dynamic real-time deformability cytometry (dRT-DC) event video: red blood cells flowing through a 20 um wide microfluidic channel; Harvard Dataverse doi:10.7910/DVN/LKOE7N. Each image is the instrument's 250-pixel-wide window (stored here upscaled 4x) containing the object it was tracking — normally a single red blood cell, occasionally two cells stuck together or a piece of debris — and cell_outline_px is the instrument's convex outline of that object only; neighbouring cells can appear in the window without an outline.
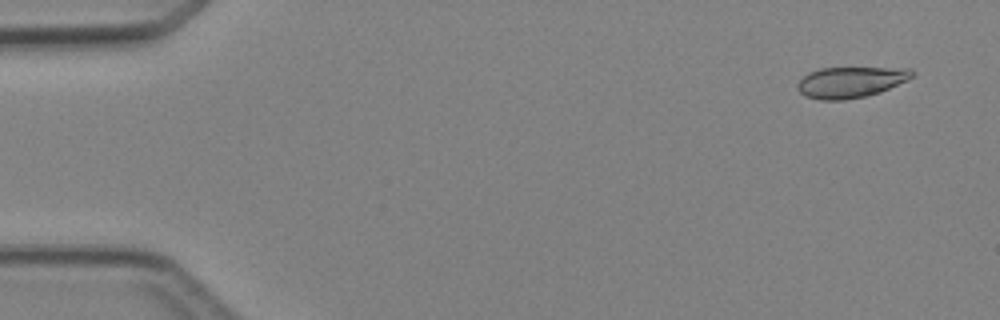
{"species": "Egyptian fruit bat (a non-hibernating species)", "species_latin": "Rousettus aegyptiacus", "temperature_condition": "cold", "stored_images_in_passage": 3, "camera_frame_rate_fps": 3000, "um_per_image_px": 0.085, "animal": {"sex": "female"}, "frame": {"image": 1, "passage_image": 1, "time_ms": 0.0, "image_size_px": [1000, 320], "cell_outline_px": [[916, 72], [908, 80], [880, 92], [864, 96], [844, 100], [820, 100], [804, 96], [796, 88], [796, 84], [808, 72], [820, 68], [912, 68]], "centroid_in_image_um": [72.29, 6.98], "position_along_channel_um": 12.7, "area_um2": 20.75}}
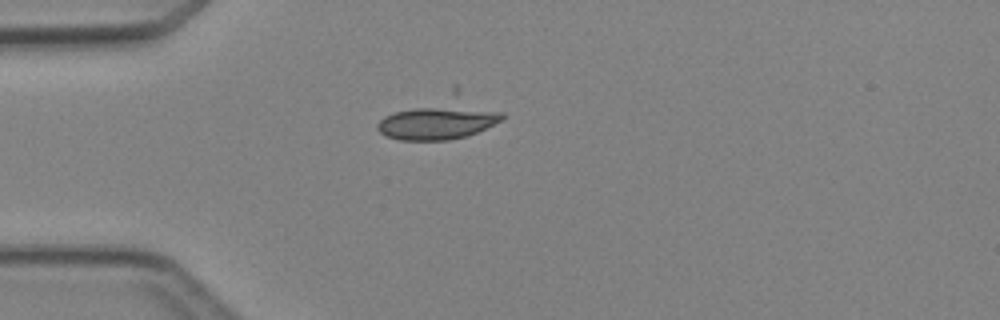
{"frame": {"image": 2, "passage_image": 3, "time_ms": 3.333, "image_size_px": [1000, 320], "cell_outline_px": [[504, 116], [500, 120], [468, 136], [448, 140], [400, 140], [388, 136], [380, 132], [376, 128], [376, 124], [384, 116], [396, 112], [416, 108], [456, 108], [504, 112]], "centroid_in_image_um": [37.08, 10.48], "position_along_channel_um": 47.9, "area_um2": 22.89}}